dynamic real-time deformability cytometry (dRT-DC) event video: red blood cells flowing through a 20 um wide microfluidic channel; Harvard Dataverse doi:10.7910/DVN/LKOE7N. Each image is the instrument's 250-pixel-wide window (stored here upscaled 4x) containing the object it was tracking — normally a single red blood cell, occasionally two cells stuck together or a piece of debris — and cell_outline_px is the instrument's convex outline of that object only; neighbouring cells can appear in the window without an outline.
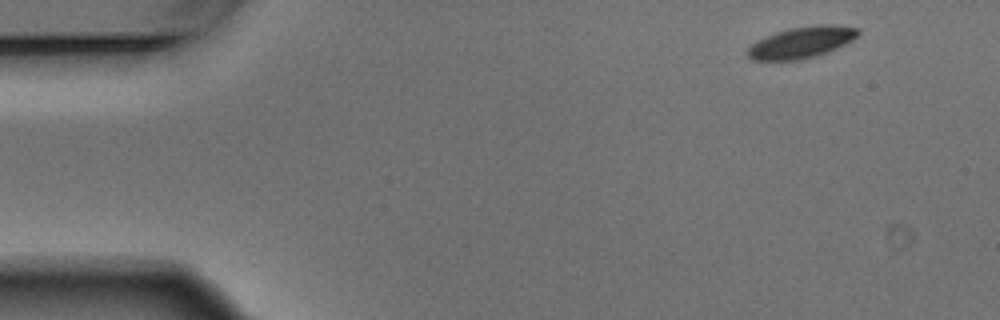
{"species": "Egyptian fruit bat (a non-hibernating species)", "species_latin": "Rousettus aegyptiacus", "temperature_condition": "warm", "stored_images_in_passage": 4, "camera_frame_rate_fps": 3000, "um_per_image_px": 0.085, "animal": {"sex": "male"}, "frame": {"image": 1, "passage_image": 1, "time_ms": 0.0, "image_size_px": [1000, 320], "cell_outline_px": [[860, 32], [852, 40], [828, 52], [816, 56], [800, 60], [752, 60], [744, 52], [756, 40], [776, 32], [792, 28], [820, 24], [832, 24], [860, 28]], "centroid_in_image_um": [68.11, 3.6], "position_along_channel_um": 16.9, "area_um2": 20.23}}
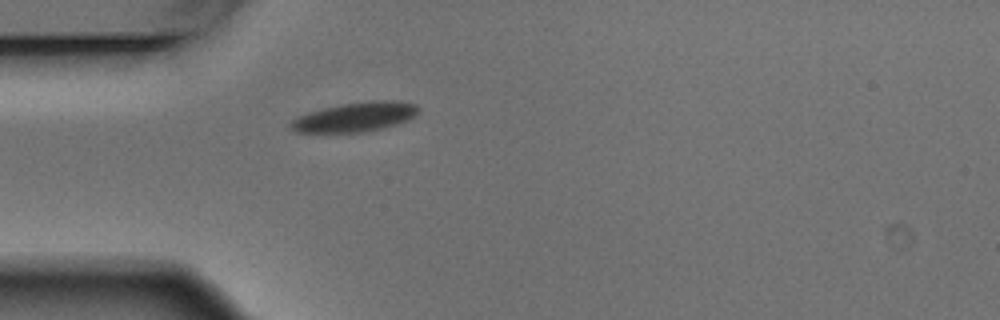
{"frame": {"image": 2, "passage_image": 4, "time_ms": 1.0, "image_size_px": [1000, 320], "cell_outline_px": [[420, 108], [408, 120], [396, 124], [380, 128], [360, 132], [296, 132], [288, 124], [292, 120], [308, 112], [340, 104], [368, 100], [400, 100], [416, 104]], "centroid_in_image_um": [30.2, 9.92], "position_along_channel_um": 54.8, "area_um2": 21.73}}